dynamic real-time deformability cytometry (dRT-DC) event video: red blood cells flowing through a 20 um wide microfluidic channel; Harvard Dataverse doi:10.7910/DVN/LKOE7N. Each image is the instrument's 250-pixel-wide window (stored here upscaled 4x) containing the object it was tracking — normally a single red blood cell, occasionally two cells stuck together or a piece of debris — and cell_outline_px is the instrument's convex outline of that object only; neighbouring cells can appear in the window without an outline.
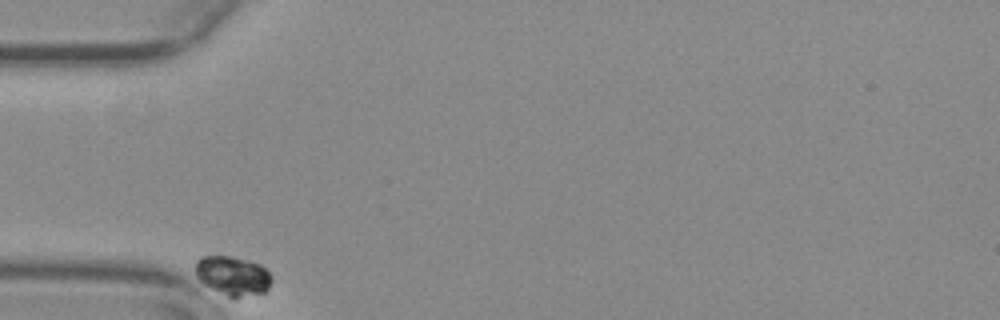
{"species": "common noctule bat (a hibernating species)", "species_latin": "Nyctalus noctula", "temperature_condition": "warm", "stored_images_in_passage": 40, "camera_frame_rate_fps": 3000, "um_per_image_px": 0.085, "animal": {"sex": "female", "body_mass_g": 29.2, "forearm_length_mm": 56.3}, "frame": {"image": 1, "passage_image": 1, "time_ms": 0.0, "image_size_px": [1000, 320], "cell_outline_px": [[272, 280], [268, 288], [264, 292], [236, 300], [232, 300], [204, 284], [196, 276], [196, 260], [200, 256], [232, 256], [252, 260], [260, 264], [272, 276]], "centroid_in_image_um": [19.8, 23.46], "position_along_channel_um": 65.2, "area_um2": 17.92}}
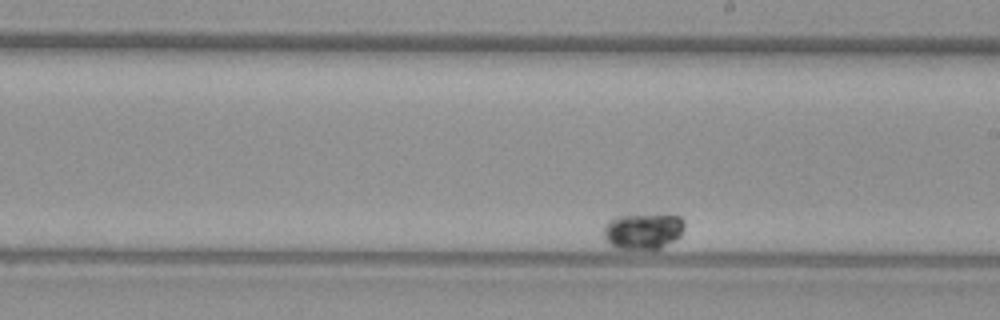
{"frame": {"image": 2, "passage_image": 23, "time_ms": 7.333, "image_size_px": [1000, 320], "cell_outline_px": [[684, 228], [680, 236], [660, 248], [652, 252], [616, 248], [608, 244], [604, 240], [604, 224], [608, 220], [616, 216], [664, 212], [668, 212], [680, 216], [684, 220]], "centroid_in_image_um": [54.67, 19.63], "position_along_channel_um": 234.3, "area_um2": 18.15}}
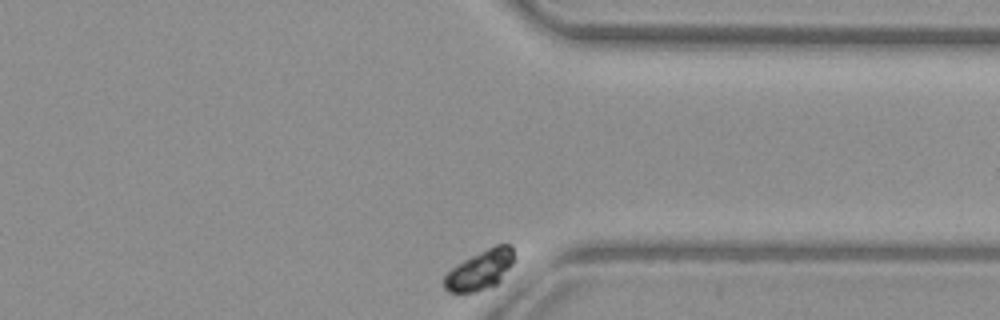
{"frame": {"image": 3, "passage_image": 40, "time_ms": 13.0, "image_size_px": [1000, 320], "cell_outline_px": [[516, 260], [500, 280], [492, 288], [464, 296], [456, 296], [448, 292], [444, 288], [444, 276], [456, 264], [496, 244], [512, 244], [516, 256]], "centroid_in_image_um": [40.81, 23.01], "position_along_channel_um": 370.6, "area_um2": 16.94}}